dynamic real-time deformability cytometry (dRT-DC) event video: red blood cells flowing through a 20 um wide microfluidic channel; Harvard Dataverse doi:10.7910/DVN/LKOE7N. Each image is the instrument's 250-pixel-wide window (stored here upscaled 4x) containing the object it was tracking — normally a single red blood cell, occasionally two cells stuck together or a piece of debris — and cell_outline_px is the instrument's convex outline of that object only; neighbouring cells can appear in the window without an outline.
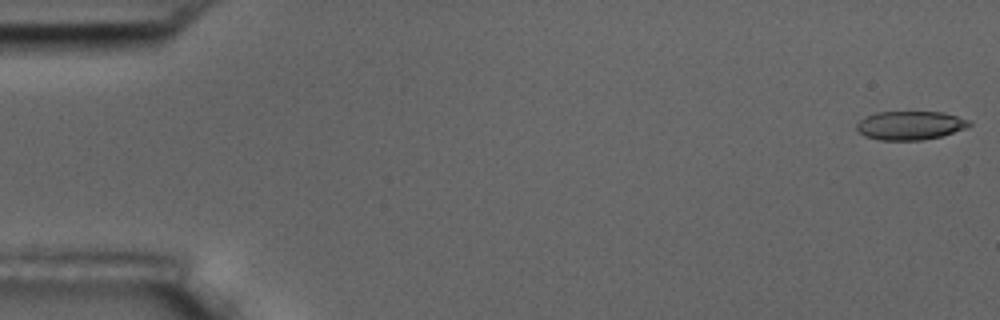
{"species": "common noctule bat (a hibernating species)", "species_latin": "Nyctalus noctula", "temperature_condition": "room temperature", "stored_images_in_passage": 7, "camera_frame_rate_fps": 3000, "um_per_image_px": 0.085, "animal": {"sex": "male", "body_mass_g": 17.5, "forearm_length_mm": 52.3}, "frame": {"image": 1, "passage_image": 1, "time_ms": 0.0, "image_size_px": [1000, 320], "cell_outline_px": [[972, 124], [968, 128], [940, 136], [920, 140], [880, 140], [864, 136], [856, 128], [856, 124], [860, 120], [876, 112], [944, 112], [972, 120]], "centroid_in_image_um": [77.41, 10.65], "position_along_channel_um": 7.6, "area_um2": 18.9}}
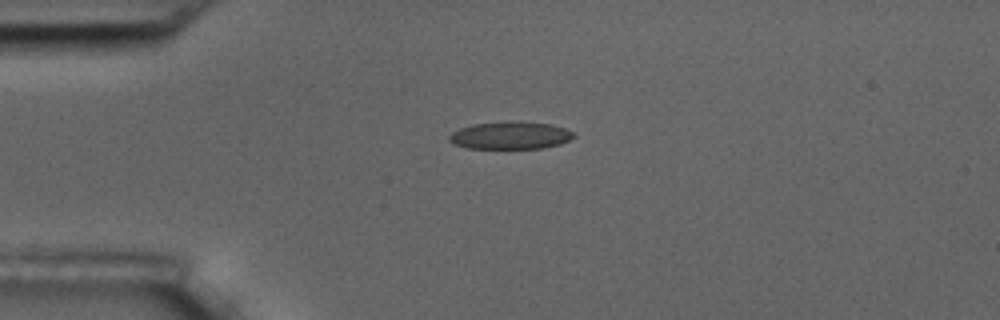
{"frame": {"image": 2, "passage_image": 5, "time_ms": 4.333, "image_size_px": [1000, 320], "cell_outline_px": [[576, 136], [560, 144], [544, 148], [468, 148], [452, 144], [448, 140], [448, 136], [452, 132], [460, 128], [472, 124], [512, 120], [516, 120], [552, 124], [564, 128], [572, 132]], "centroid_in_image_um": [43.36, 11.49], "position_along_channel_um": 41.6, "area_um2": 20.23}}